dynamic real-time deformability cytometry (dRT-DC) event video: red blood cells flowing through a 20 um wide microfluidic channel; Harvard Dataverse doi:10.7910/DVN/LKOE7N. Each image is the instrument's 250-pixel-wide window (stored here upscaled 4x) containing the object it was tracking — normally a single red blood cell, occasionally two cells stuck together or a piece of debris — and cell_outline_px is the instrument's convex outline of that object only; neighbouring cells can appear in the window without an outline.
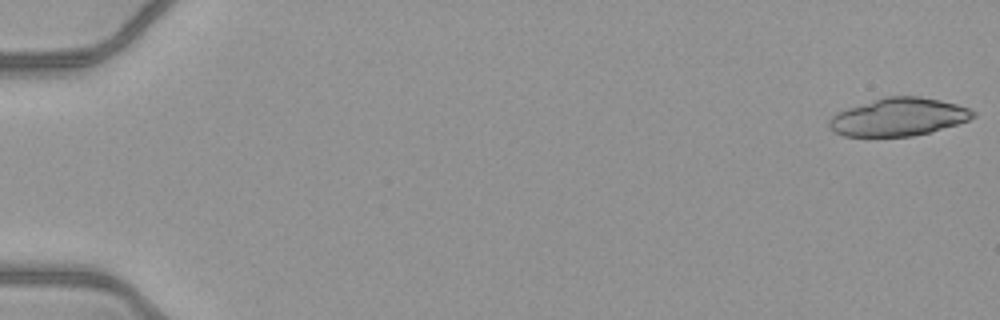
{"species": "common noctule bat (a hibernating species)", "species_latin": "Nyctalus noctula", "temperature_condition": "warm", "stored_images_in_passage": 24, "camera_frame_rate_fps": 3000, "um_per_image_px": 0.085, "animal": {"sex": "female", "body_mass_g": 21.9}, "frame": {"image": 1, "passage_image": 1, "time_ms": 0.0, "image_size_px": [1000, 320], "cell_outline_px": [[976, 116], [968, 120], [956, 124], [928, 132], [912, 136], [844, 136], [828, 128], [828, 120], [836, 112], [884, 96], [920, 96], [940, 100], [956, 104], [968, 108], [976, 112]], "centroid_in_image_um": [76.35, 9.93], "position_along_channel_um": 8.6, "area_um2": 31.62}}
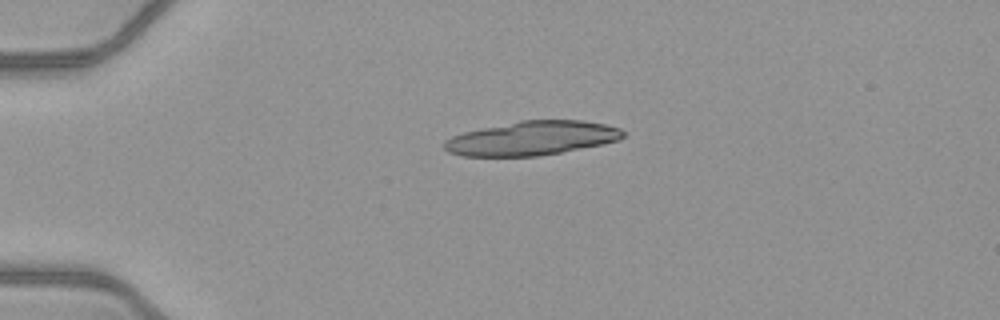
{"frame": {"image": 2, "passage_image": 13, "time_ms": 4.0, "image_size_px": [1000, 320], "cell_outline_px": [[624, 136], [620, 140], [540, 156], [460, 156], [448, 152], [444, 148], [444, 140], [452, 136], [464, 132], [520, 120], [580, 120], [604, 124], [620, 128], [624, 132]], "centroid_in_image_um": [45.18, 11.75], "position_along_channel_um": 39.8, "area_um2": 35.32}}